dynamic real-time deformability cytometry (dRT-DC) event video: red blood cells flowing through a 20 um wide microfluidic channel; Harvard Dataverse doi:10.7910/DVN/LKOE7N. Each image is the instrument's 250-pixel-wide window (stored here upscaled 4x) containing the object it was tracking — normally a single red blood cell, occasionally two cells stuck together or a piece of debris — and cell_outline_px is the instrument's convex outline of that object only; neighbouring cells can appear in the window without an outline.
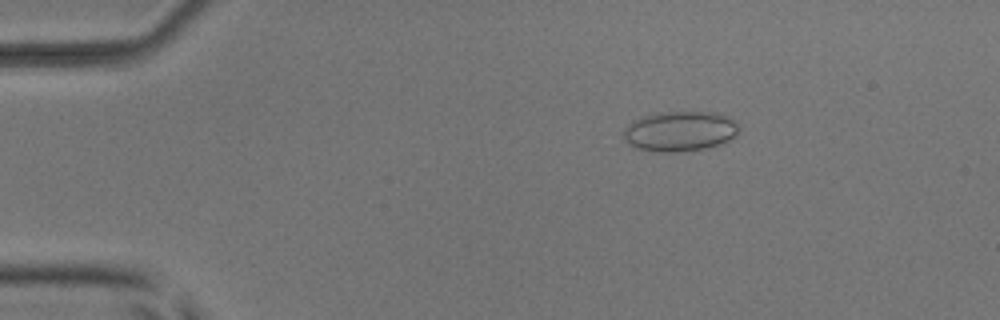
{"species": "common noctule bat (a hibernating species)", "species_latin": "Nyctalus noctula", "temperature_condition": "room temperature", "stored_images_in_passage": 15, "camera_frame_rate_fps": 3000, "um_per_image_px": 0.085, "animal": {"sex": "male", "body_mass_g": 17.9, "forearm_length_mm": 54.2}, "frame": {"image": 1, "passage_image": 7, "time_ms": 2.0, "image_size_px": [1000, 320], "cell_outline_px": [[740, 128], [736, 136], [720, 144], [704, 148], [680, 152], [660, 152], [636, 148], [628, 144], [624, 140], [624, 128], [632, 120], [640, 116], [656, 112], [716, 112], [732, 116]], "centroid_in_image_um": [57.79, 11.14], "position_along_channel_um": 27.2, "area_um2": 27.46}}